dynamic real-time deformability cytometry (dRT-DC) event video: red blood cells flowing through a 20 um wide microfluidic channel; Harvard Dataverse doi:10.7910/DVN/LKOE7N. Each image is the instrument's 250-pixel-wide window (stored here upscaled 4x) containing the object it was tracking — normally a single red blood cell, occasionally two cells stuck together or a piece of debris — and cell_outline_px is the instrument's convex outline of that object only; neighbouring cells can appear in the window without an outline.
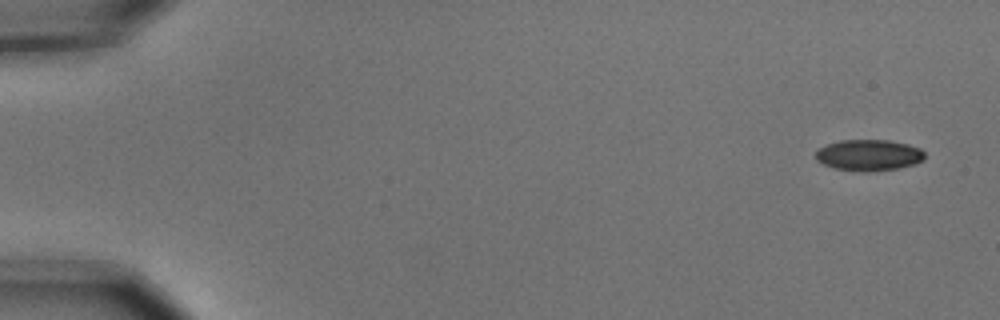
{"species": "common noctule bat (a hibernating species)", "species_latin": "Nyctalus noctula", "temperature_condition": "cold", "stored_images_in_passage": 5, "camera_frame_rate_fps": 3000, "um_per_image_px": 0.085, "animal": {"sex": "male", "body_mass_g": 15.6}, "frame": {"image": 1, "passage_image": 1, "time_ms": 0.0, "image_size_px": [1000, 320], "cell_outline_px": [[924, 160], [916, 164], [900, 168], [868, 172], [864, 172], [836, 168], [824, 164], [816, 160], [816, 152], [820, 148], [828, 144], [840, 140], [888, 140], [908, 144], [920, 148], [924, 152]], "centroid_in_image_um": [73.89, 13.19], "position_along_channel_um": 11.1, "area_um2": 19.83}}
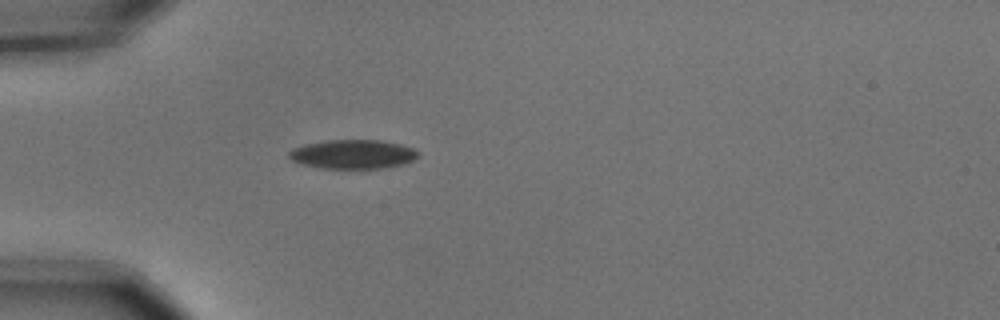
{"frame": {"image": 2, "passage_image": 5, "time_ms": 1.333, "image_size_px": [1000, 320], "cell_outline_px": [[420, 156], [412, 160], [388, 168], [320, 168], [304, 164], [292, 160], [288, 156], [288, 152], [292, 148], [304, 144], [328, 140], [380, 140], [400, 144], [412, 148], [420, 152]], "centroid_in_image_um": [29.99, 13.1], "position_along_channel_um": 55.0, "area_um2": 21.85}}